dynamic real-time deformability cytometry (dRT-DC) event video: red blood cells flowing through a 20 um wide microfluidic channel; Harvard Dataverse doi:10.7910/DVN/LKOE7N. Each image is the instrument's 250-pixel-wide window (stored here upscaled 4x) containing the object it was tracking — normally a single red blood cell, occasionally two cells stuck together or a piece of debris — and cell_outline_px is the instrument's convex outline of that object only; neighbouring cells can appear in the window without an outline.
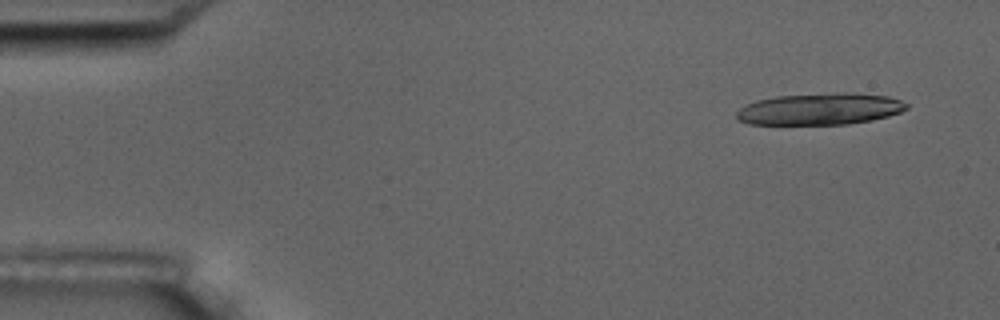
{"species": "common noctule bat (a hibernating species)", "species_latin": "Nyctalus noctula", "temperature_condition": "room temperature", "stored_images_in_passage": 4, "camera_frame_rate_fps": 3000, "um_per_image_px": 0.085, "animal": {"sex": "male", "body_mass_g": 17.5, "forearm_length_mm": 52.3}, "frame": {"image": 1, "passage_image": 1, "time_ms": 0.0, "image_size_px": [1000, 320], "cell_outline_px": [[908, 108], [900, 112], [888, 116], [872, 120], [848, 124], [748, 124], [736, 120], [736, 112], [740, 108], [756, 100], [776, 96], [836, 92], [844, 92], [888, 96], [900, 100], [908, 104]], "centroid_in_image_um": [69.68, 9.26], "position_along_channel_um": 15.3, "area_um2": 31.5}}